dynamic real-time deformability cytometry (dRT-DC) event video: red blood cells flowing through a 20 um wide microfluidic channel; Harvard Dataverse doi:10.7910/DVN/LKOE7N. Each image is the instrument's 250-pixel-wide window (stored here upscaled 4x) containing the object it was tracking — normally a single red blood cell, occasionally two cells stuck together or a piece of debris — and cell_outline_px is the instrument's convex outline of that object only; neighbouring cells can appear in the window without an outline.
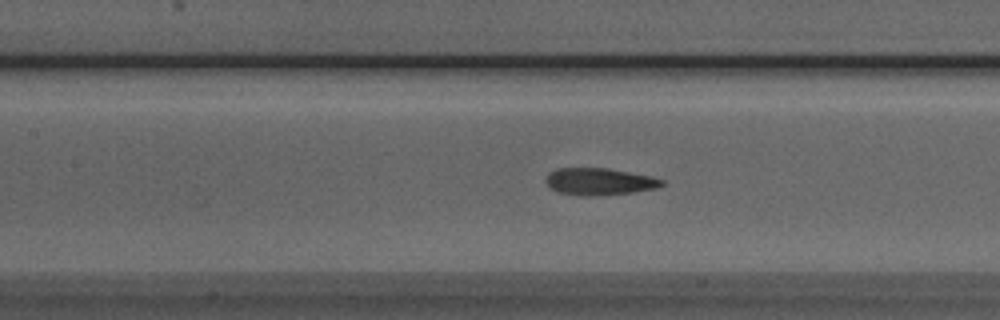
{"species": "Egyptian fruit bat (a non-hibernating species)", "species_latin": "Rousettus aegyptiacus", "temperature_condition": "room temperature", "stored_images_in_passage": 40, "camera_frame_rate_fps": 3000, "um_per_image_px": 0.085, "animal": {"sex": "male"}, "frame": {"image": 1, "passage_image": 13, "time_ms": 4.0, "image_size_px": [1000, 320], "cell_outline_px": [[664, 184], [656, 188], [632, 192], [592, 196], [580, 196], [560, 192], [552, 188], [544, 180], [548, 172], [556, 168], [608, 168], [652, 176], [664, 180]], "centroid_in_image_um": [50.93, 15.42], "position_along_channel_um": 156.5, "area_um2": 18.26}}
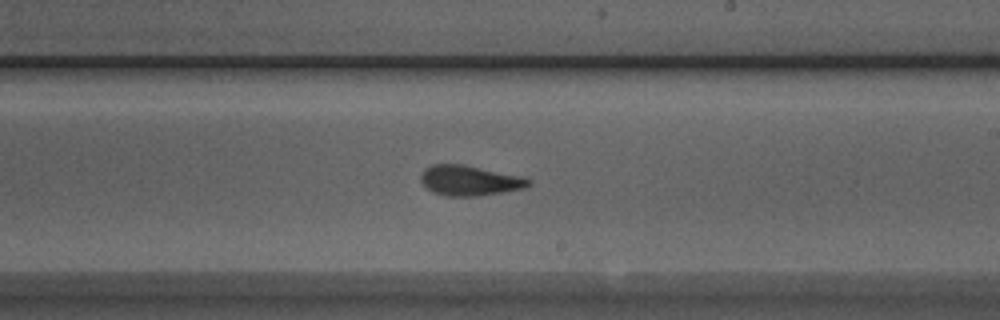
{"frame": {"image": 2, "passage_image": 20, "time_ms": 6.333, "image_size_px": [1000, 320], "cell_outline_px": [[532, 184], [528, 188], [476, 196], [448, 196], [432, 192], [420, 180], [420, 176], [424, 168], [432, 164], [464, 164], [524, 176], [532, 180]], "centroid_in_image_um": [39.97, 15.33], "position_along_channel_um": 249.0, "area_um2": 19.25}}
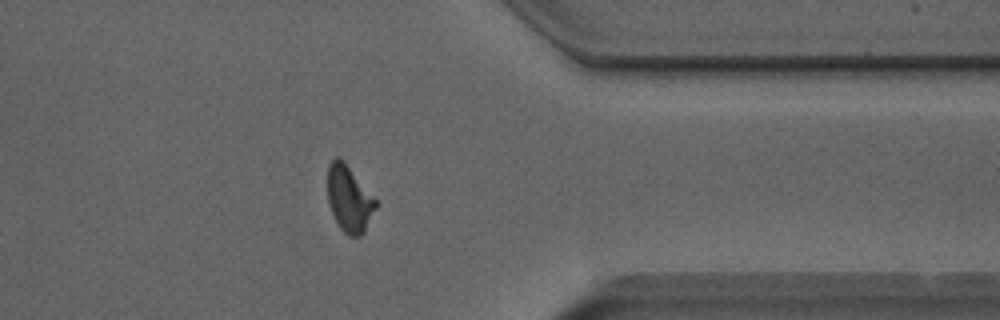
{"frame": {"image": 3, "passage_image": 31, "time_ms": 10.0, "image_size_px": [1000, 320], "cell_outline_px": [[376, 208], [364, 232], [360, 236], [348, 236], [340, 228], [328, 204], [328, 164], [336, 156], [340, 156], [344, 160], [376, 200]], "centroid_in_image_um": [29.66, 16.88], "position_along_channel_um": 381.7, "area_um2": 18.5}}